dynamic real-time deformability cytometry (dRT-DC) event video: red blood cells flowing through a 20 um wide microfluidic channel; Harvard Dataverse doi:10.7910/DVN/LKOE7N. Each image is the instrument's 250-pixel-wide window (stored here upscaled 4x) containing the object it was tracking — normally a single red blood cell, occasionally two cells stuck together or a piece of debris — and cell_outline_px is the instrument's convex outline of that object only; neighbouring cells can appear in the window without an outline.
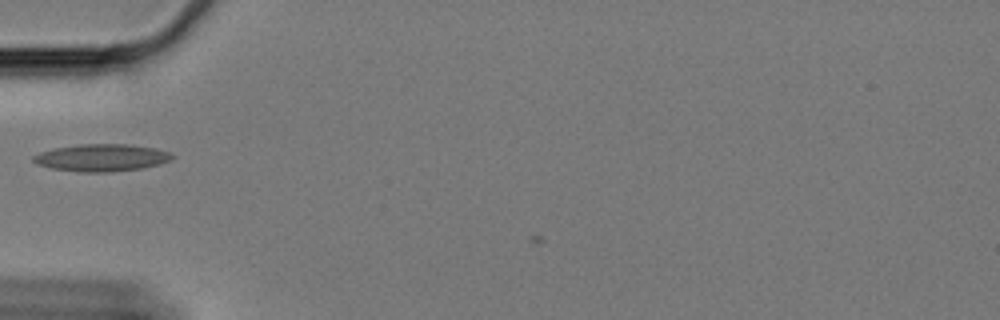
{"species": "Egyptian fruit bat (a non-hibernating species)", "species_latin": "Rousettus aegyptiacus", "temperature_condition": "cold", "stored_images_in_passage": 2, "camera_frame_rate_fps": 3000, "um_per_image_px": 0.085, "animal": {"sex": "female"}, "frame": {"image": 1, "passage_image": 1, "time_ms": 0.0, "image_size_px": [1000, 320], "cell_outline_px": [[176, 156], [172, 160], [160, 164], [144, 168], [112, 172], [80, 172], [52, 168], [40, 164], [32, 160], [32, 156], [40, 152], [52, 148], [80, 144], [128, 144], [156, 148], [172, 152]], "centroid_in_image_um": [8.71, 13.4], "position_along_channel_um": 76.3, "area_um2": 22.31}}